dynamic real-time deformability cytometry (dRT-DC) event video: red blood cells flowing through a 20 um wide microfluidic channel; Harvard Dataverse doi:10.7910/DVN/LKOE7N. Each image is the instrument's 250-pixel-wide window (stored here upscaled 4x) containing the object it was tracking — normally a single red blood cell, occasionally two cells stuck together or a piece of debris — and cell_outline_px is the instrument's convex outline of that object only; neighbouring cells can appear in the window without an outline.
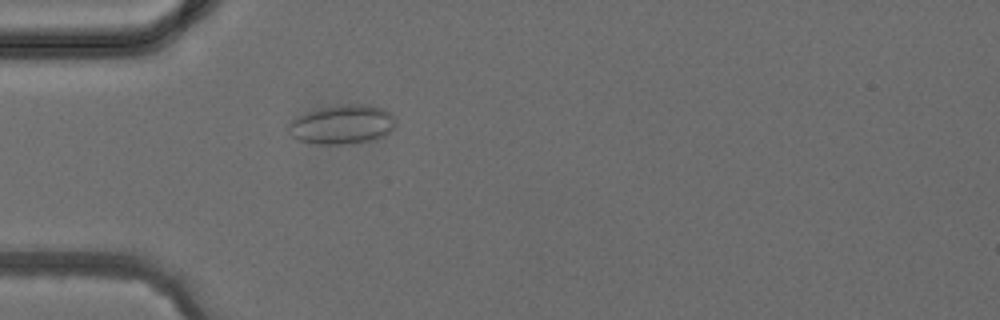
{"species": "common noctule bat (a hibernating species)", "species_latin": "Nyctalus noctula", "temperature_condition": "cold", "stored_images_in_passage": 4, "camera_frame_rate_fps": 3000, "um_per_image_px": 0.085, "animal": {"sex": "female", "body_mass_g": 24.6, "forearm_length_mm": 56.2}, "frame": {"image": 1, "passage_image": 4, "time_ms": 4.0, "image_size_px": [1000, 320], "cell_outline_px": [[396, 128], [384, 136], [376, 140], [340, 144], [320, 144], [300, 140], [292, 136], [288, 128], [288, 124], [296, 116], [320, 108], [352, 104], [364, 104], [384, 108], [396, 120]], "centroid_in_image_um": [29.13, 10.59], "position_along_channel_um": 55.9, "area_um2": 24.39}}